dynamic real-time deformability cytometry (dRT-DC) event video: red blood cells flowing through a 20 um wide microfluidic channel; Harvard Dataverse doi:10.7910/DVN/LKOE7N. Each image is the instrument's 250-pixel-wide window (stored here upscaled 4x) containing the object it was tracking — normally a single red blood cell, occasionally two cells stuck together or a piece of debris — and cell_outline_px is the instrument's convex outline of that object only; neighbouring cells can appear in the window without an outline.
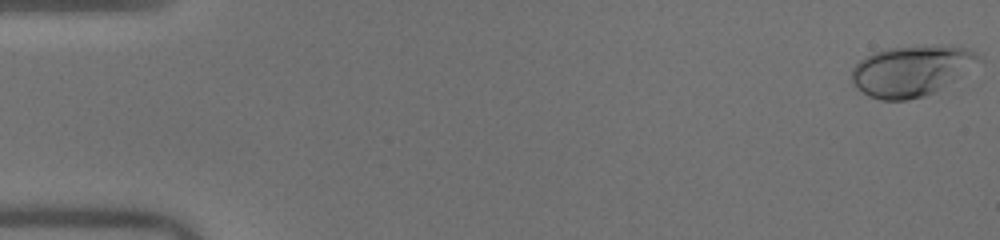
{"species": "human", "species_latin": "Homo sapiens", "temperature_condition": "warm", "stored_images_in_passage": 51, "camera_frame_rate_fps": 3000, "um_per_image_px": 0.085, "donor": {"sex": "male"}, "frame": {"image": 1, "passage_image": 1, "time_ms": 0.0, "image_size_px": [1000, 240], "cell_outline_px": [[980, 60], [960, 76], [936, 92], [924, 96], [908, 100], [880, 100], [868, 96], [852, 84], [852, 68], [860, 60], [872, 52], [888, 48], [964, 48], [976, 52], [980, 56]], "centroid_in_image_um": [77.39, 6.07], "position_along_channel_um": 7.6, "area_um2": 36.41}}
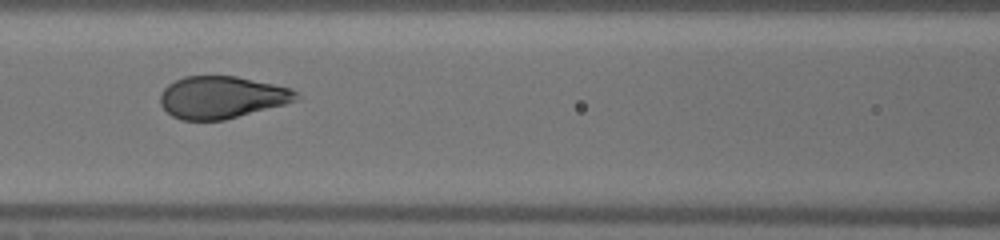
{"frame": {"image": 2, "passage_image": 23, "time_ms": 7.333, "image_size_px": [1000, 240], "cell_outline_px": [[296, 100], [284, 104], [224, 120], [180, 120], [172, 116], [160, 104], [160, 92], [168, 84], [184, 76], [236, 76], [292, 88], [296, 92]], "centroid_in_image_um": [18.8, 8.27], "position_along_channel_um": 147.8, "area_um2": 33.23}}
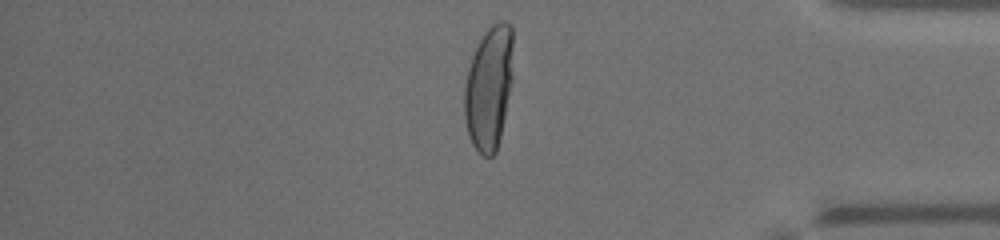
{"frame": {"image": 3, "passage_image": 43, "time_ms": 14.0, "image_size_px": [1000, 240], "cell_outline_px": [[512, 80], [500, 136], [496, 152], [492, 156], [484, 156], [472, 144], [468, 136], [464, 116], [464, 84], [468, 68], [472, 56], [484, 32], [492, 24], [500, 20], [504, 20], [512, 24]], "centroid_in_image_um": [41.55, 7.43], "position_along_channel_um": 393.7, "area_um2": 35.14}, "authors_computed_cell_mechanics": {"area_um2": 34.9112, "velocity_mm_per_s": 4.0673, "shape_relaxation_time_tau1_ms": 5.4773, "shape_relaxation_time_tau2_ms": null, "deformation_change_tau1": 0.2694, "deformation_change_tau2": null}}